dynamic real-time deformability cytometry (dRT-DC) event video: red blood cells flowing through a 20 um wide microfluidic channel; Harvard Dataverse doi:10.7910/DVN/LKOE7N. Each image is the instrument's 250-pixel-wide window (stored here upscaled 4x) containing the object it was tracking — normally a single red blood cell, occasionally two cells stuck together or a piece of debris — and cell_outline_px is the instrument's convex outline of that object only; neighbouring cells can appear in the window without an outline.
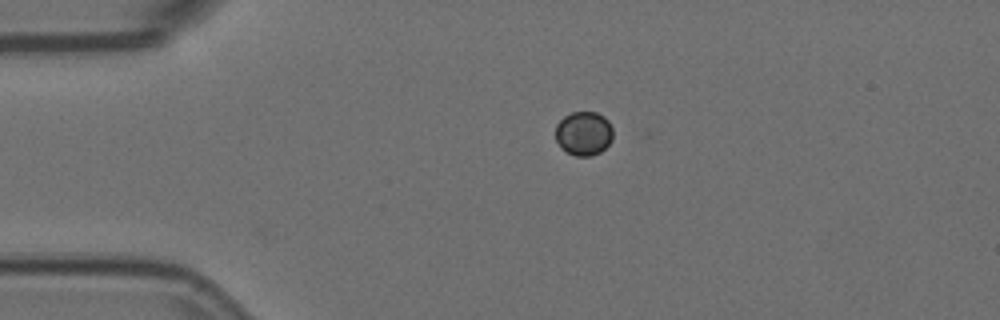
{"species": "Egyptian fruit bat (a non-hibernating species)", "species_latin": "Rousettus aegyptiacus", "temperature_condition": "room temperature", "stored_images_in_passage": 2, "camera_frame_rate_fps": 3000, "um_per_image_px": 0.085, "animal": {"sex": "female"}, "frame": {"image": 1, "passage_image": 1, "time_ms": 0.0, "image_size_px": [1000, 320], "cell_outline_px": [[612, 140], [600, 152], [592, 156], [576, 156], [560, 148], [556, 140], [556, 124], [564, 116], [572, 112], [596, 112], [604, 116], [608, 120], [612, 128]], "centroid_in_image_um": [49.61, 11.34], "position_along_channel_um": 35.4, "area_um2": 14.8}}